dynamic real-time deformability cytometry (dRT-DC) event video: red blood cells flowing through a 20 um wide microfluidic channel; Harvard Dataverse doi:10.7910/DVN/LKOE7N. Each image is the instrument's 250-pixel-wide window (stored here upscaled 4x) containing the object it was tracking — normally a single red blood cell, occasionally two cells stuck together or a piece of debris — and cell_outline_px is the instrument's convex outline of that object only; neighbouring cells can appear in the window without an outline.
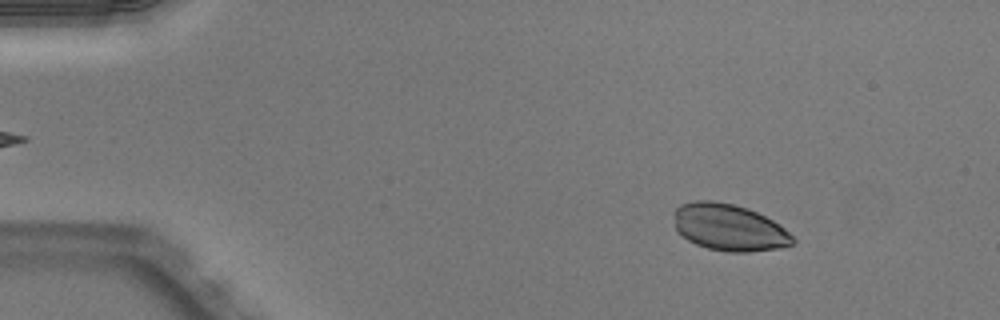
{"species": "Egyptian fruit bat (a non-hibernating species)", "species_latin": "Rousettus aegyptiacus", "temperature_condition": "warm", "stored_images_in_passage": 51, "camera_frame_rate_fps": 3000, "um_per_image_px": 0.085, "animal": {"sex": "male"}, "frame": {"image": 1, "passage_image": 7, "time_ms": 2.0, "image_size_px": [1000, 320], "cell_outline_px": [[796, 240], [792, 244], [780, 248], [748, 252], [728, 252], [708, 248], [696, 244], [688, 240], [676, 232], [676, 208], [680, 204], [696, 200], [712, 200], [732, 204], [748, 208], [772, 220], [784, 228]], "centroid_in_image_um": [61.97, 19.34], "position_along_channel_um": 23.0, "area_um2": 32.19}}
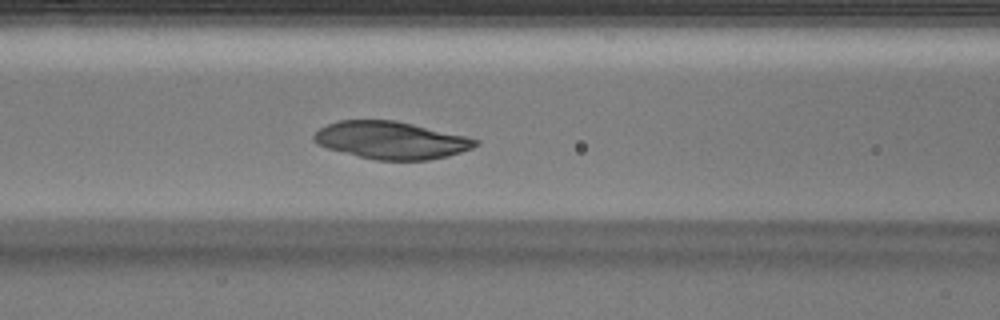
{"frame": {"image": 2, "passage_image": 22, "time_ms": 7.0, "image_size_px": [1000, 320], "cell_outline_px": [[480, 144], [472, 148], [448, 156], [428, 160], [376, 160], [328, 148], [316, 144], [312, 140], [312, 136], [320, 128], [328, 124], [340, 120], [396, 120], [464, 136], [480, 140]], "centroid_in_image_um": [33.24, 11.92], "position_along_channel_um": 133.4, "area_um2": 35.03}}
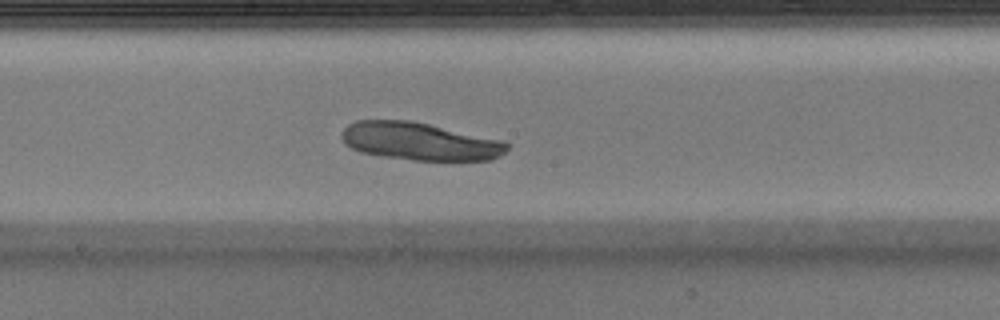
{"frame": {"image": 3, "passage_image": 28, "time_ms": 9.0, "image_size_px": [1000, 320], "cell_outline_px": [[508, 148], [500, 156], [492, 160], [412, 160], [384, 156], [360, 152], [352, 148], [344, 140], [344, 128], [348, 124], [356, 120], [412, 120], [504, 140], [508, 144]], "centroid_in_image_um": [35.73, 12.01], "position_along_channel_um": 212.5, "area_um2": 36.3}}